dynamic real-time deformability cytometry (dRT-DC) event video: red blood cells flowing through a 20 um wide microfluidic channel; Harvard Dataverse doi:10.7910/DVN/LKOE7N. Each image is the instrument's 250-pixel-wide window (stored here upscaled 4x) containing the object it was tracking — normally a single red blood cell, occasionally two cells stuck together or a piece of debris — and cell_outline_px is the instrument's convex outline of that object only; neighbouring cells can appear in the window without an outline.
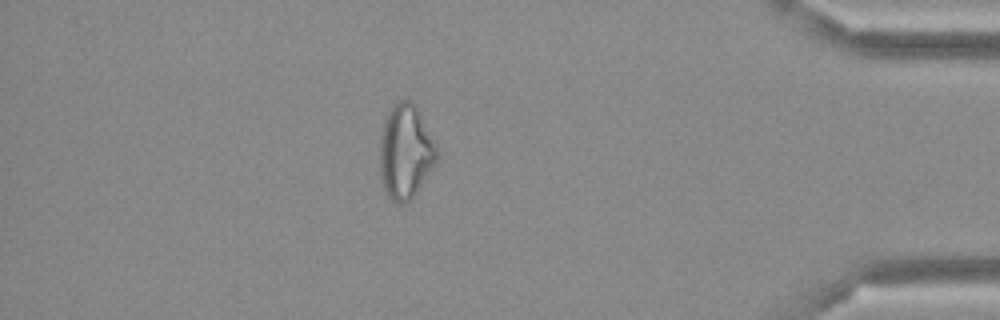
{"species": "Egyptian fruit bat (a non-hibernating species)", "species_latin": "Rousettus aegyptiacus", "temperature_condition": "cold", "stored_images_in_passage": 42, "camera_frame_rate_fps": 3000, "um_per_image_px": 0.085, "frame": {"image": 1, "passage_image": 36, "time_ms": 11.667, "image_size_px": [1000, 320], "cell_outline_px": [[440, 160], [408, 204], [400, 204], [392, 200], [388, 196], [384, 188], [380, 176], [380, 136], [384, 120], [388, 112], [400, 100], [412, 100], [416, 104], [436, 140], [440, 152]], "centroid_in_image_um": [34.53, 12.9], "position_along_channel_um": 400.7, "area_um2": 32.37}}